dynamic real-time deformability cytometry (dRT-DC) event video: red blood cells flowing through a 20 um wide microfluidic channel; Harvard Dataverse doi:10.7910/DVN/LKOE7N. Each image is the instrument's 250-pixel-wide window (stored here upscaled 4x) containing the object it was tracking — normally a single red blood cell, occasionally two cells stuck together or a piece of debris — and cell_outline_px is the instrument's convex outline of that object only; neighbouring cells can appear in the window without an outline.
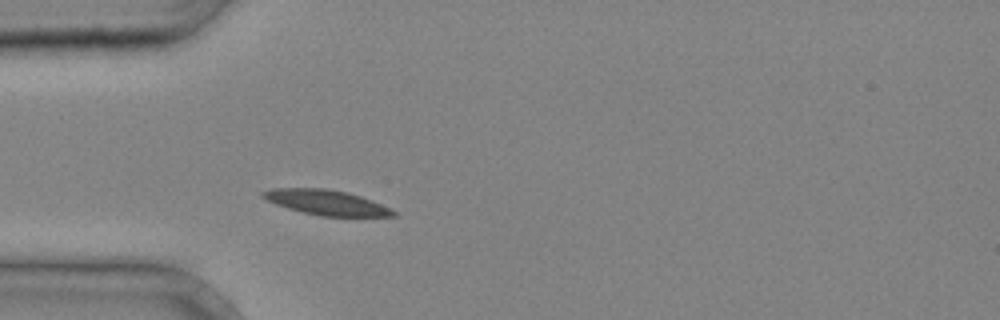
{"species": "common noctule bat (a hibernating species)", "species_latin": "Nyctalus noctula", "temperature_condition": "cold", "stored_images_in_passage": 1, "camera_frame_rate_fps": 3000, "um_per_image_px": 0.085, "animal": {"sex": "male", "body_mass_g": 20.4}, "frame": {"image": 1, "passage_image": 1, "time_ms": 0.0, "image_size_px": [1000, 320], "cell_outline_px": [[400, 216], [320, 216], [288, 208], [276, 204], [260, 196], [260, 192], [272, 188], [324, 188], [348, 192], [372, 200], [396, 212]], "centroid_in_image_um": [27.72, 17.2], "position_along_channel_um": 57.3, "area_um2": 18.9}}